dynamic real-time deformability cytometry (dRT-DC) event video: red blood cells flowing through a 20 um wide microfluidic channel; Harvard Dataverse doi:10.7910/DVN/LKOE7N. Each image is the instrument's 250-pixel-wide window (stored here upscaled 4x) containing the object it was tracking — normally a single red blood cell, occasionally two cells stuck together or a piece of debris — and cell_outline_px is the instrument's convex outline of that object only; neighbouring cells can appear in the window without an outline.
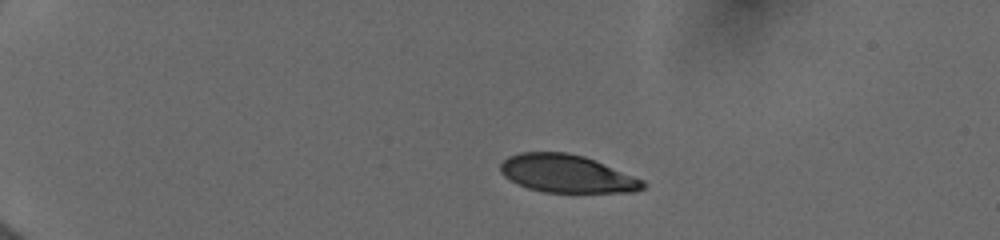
{"species": "human", "species_latin": "Homo sapiens", "temperature_condition": "cold", "stored_images_in_passage": 13, "camera_frame_rate_fps": 3000, "um_per_image_px": 0.085, "donor": {"sex": "female"}, "frame": {"image": 1, "passage_image": 1, "time_ms": 0.0, "image_size_px": [1000, 240], "cell_outline_px": [[648, 184], [644, 188], [636, 192], [544, 192], [528, 188], [516, 184], [504, 176], [500, 172], [500, 164], [508, 156], [520, 152], [568, 152], [584, 156], [644, 180]], "centroid_in_image_um": [48.17, 14.76], "position_along_channel_um": 36.8, "area_um2": 31.5}}
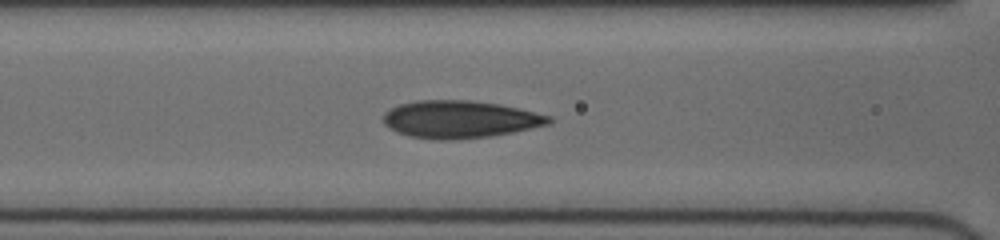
{"frame": {"image": 2, "passage_image": 8, "time_ms": 4.333, "image_size_px": [1000, 240], "cell_outline_px": [[552, 124], [492, 136], [448, 140], [436, 140], [408, 136], [396, 132], [388, 128], [384, 124], [384, 112], [400, 104], [416, 100], [472, 100], [500, 104], [552, 116]], "centroid_in_image_um": [39.09, 10.14], "position_along_channel_um": 127.5, "area_um2": 36.36}}
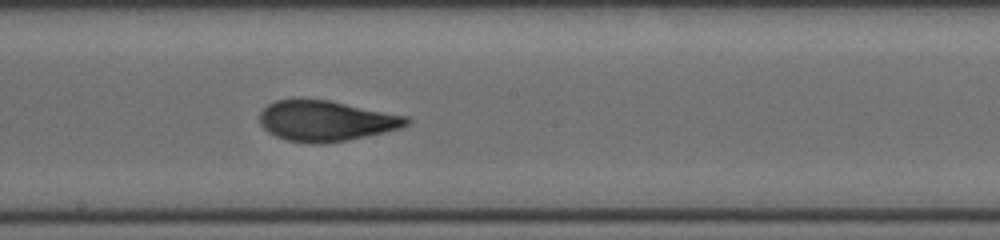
{"frame": {"image": 3, "passage_image": 13, "time_ms": 6.667, "image_size_px": [1000, 240], "cell_outline_px": [[412, 120], [408, 124], [400, 128], [384, 132], [348, 140], [324, 144], [312, 144], [288, 140], [276, 136], [268, 132], [260, 124], [260, 112], [268, 104], [276, 100], [328, 100], [408, 116]], "centroid_in_image_um": [27.72, 10.29], "position_along_channel_um": 220.5, "area_um2": 34.51}}